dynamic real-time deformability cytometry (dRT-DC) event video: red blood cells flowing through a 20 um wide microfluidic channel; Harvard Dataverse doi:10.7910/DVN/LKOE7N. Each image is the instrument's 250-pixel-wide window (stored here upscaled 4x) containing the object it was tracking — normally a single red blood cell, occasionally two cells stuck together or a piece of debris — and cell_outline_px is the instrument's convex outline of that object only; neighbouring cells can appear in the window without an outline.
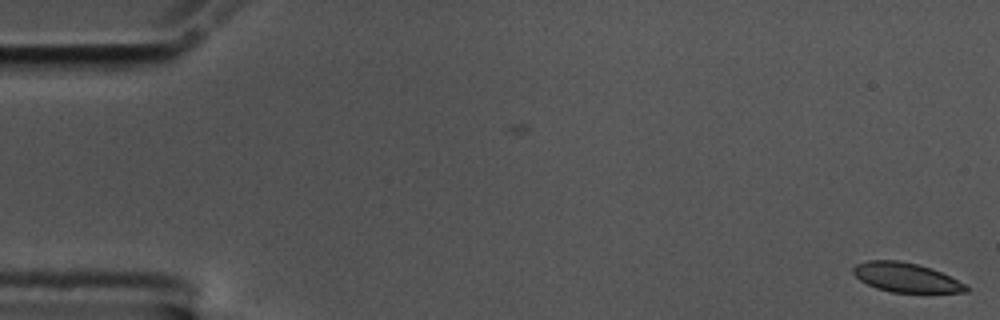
{"species": "common noctule bat (a hibernating species)", "species_latin": "Nyctalus noctula", "temperature_condition": "cold", "stored_images_in_passage": 3, "camera_frame_rate_fps": 3000, "um_per_image_px": 0.085, "animal": {"sex": "male", "body_mass_g": 17.5, "forearm_length_mm": 52.3}, "frame": {"image": 1, "passage_image": 3, "time_ms": 0.667, "image_size_px": [1000, 320], "cell_outline_px": [[968, 292], [892, 292], [876, 288], [860, 280], [852, 272], [852, 268], [856, 264], [868, 260], [900, 260], [916, 264], [940, 272], [964, 284], [968, 288]], "centroid_in_image_um": [76.95, 23.58], "position_along_channel_um": 8.1, "area_um2": 18.9}}